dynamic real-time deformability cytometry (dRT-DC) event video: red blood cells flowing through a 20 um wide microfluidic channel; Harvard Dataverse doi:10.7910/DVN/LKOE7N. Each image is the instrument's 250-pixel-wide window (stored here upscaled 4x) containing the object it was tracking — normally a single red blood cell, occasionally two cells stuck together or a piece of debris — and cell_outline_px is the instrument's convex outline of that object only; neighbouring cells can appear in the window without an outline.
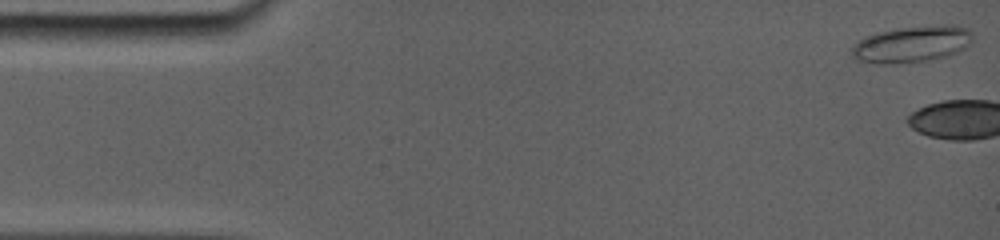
{"species": "common noctule bat (a hibernating species)", "species_latin": "Nyctalus noctula", "temperature_condition": "room temperature", "stored_images_in_passage": 16, "camera_frame_rate_fps": 5000, "um_per_image_px": 0.085, "animal": {"sex": "female", "body_mass_g": 19.0, "forearm_length_mm": 56.7}, "frame": {"image": 1, "passage_image": 1, "time_ms": 0.0, "image_size_px": [1000, 240], "cell_outline_px": [[972, 40], [964, 48], [948, 56], [928, 60], [892, 64], [880, 64], [856, 60], [848, 52], [856, 40], [880, 32], [896, 28], [940, 24], [956, 24], [968, 28], [972, 32]], "centroid_in_image_um": [77.49, 3.74], "position_along_channel_um": 7.5, "area_um2": 26.07}}